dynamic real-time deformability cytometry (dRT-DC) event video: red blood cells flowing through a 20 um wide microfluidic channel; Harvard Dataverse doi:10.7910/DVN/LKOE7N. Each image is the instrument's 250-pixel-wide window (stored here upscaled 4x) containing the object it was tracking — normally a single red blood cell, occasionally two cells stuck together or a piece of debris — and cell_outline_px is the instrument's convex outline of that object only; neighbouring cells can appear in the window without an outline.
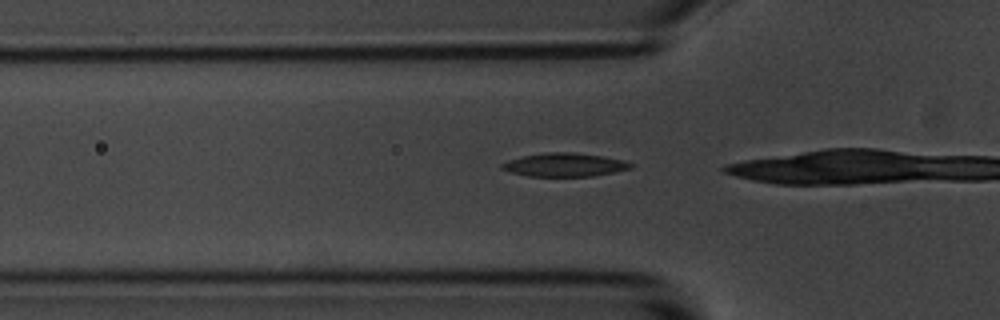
{"species": "common noctule bat (a hibernating species)", "species_latin": "Nyctalus noctula", "temperature_condition": "room temperature", "stored_images_in_passage": 4, "camera_frame_rate_fps": 3000, "um_per_image_px": 0.085, "animal": {"sex": "male", "body_mass_g": 20.1, "forearm_length_mm": 53.5}, "frame": {"image": 1, "passage_image": 2, "time_ms": 0.333, "image_size_px": [1000, 320], "cell_outline_px": [[632, 168], [592, 176], [528, 176], [512, 172], [500, 168], [500, 164], [508, 160], [524, 156], [544, 152], [572, 152], [604, 156], [624, 160], [632, 164]], "centroid_in_image_um": [47.98, 14.0], "position_along_channel_um": 77.8, "area_um2": 17.51}}